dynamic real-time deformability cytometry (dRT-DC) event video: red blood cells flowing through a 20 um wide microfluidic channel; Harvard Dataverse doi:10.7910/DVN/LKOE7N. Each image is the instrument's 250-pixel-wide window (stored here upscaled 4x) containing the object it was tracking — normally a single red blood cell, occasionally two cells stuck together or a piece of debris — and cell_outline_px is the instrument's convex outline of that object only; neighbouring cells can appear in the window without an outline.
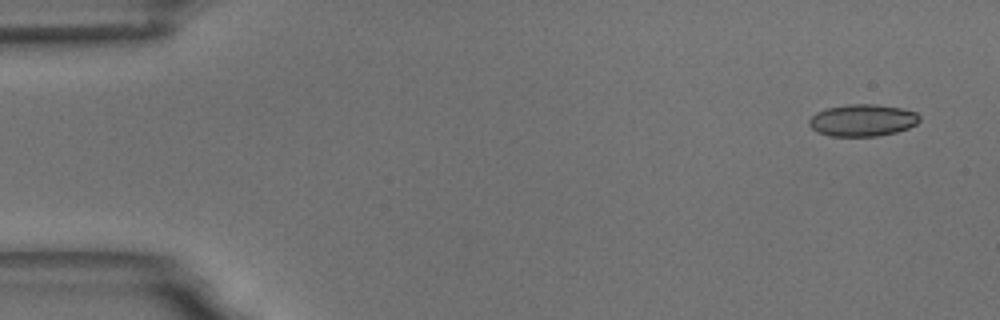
{"species": "common noctule bat (a hibernating species)", "species_latin": "Nyctalus noctula", "temperature_condition": "room temperature", "stored_images_in_passage": 5, "camera_frame_rate_fps": 3000, "um_per_image_px": 0.085, "animal": {"sex": "male", "body_mass_g": 18.8}, "frame": {"image": 1, "passage_image": 1, "time_ms": 0.0, "image_size_px": [1000, 320], "cell_outline_px": [[920, 120], [916, 124], [908, 128], [896, 132], [876, 136], [832, 136], [816, 132], [808, 124], [808, 120], [816, 112], [824, 108], [848, 104], [876, 104], [900, 108], [916, 112], [920, 116]], "centroid_in_image_um": [73.29, 10.22], "position_along_channel_um": 11.7, "area_um2": 20.69}}
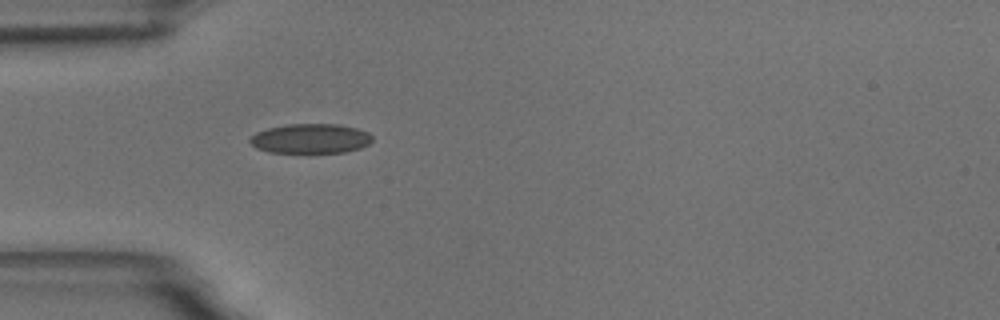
{"frame": {"image": 2, "passage_image": 5, "time_ms": 4.667, "image_size_px": [1000, 320], "cell_outline_px": [[372, 140], [368, 144], [360, 148], [344, 152], [268, 152], [256, 148], [248, 140], [256, 132], [268, 128], [288, 124], [336, 124], [356, 128], [368, 132], [372, 136]], "centroid_in_image_um": [26.39, 11.77], "position_along_channel_um": 58.6, "area_um2": 20.98}}